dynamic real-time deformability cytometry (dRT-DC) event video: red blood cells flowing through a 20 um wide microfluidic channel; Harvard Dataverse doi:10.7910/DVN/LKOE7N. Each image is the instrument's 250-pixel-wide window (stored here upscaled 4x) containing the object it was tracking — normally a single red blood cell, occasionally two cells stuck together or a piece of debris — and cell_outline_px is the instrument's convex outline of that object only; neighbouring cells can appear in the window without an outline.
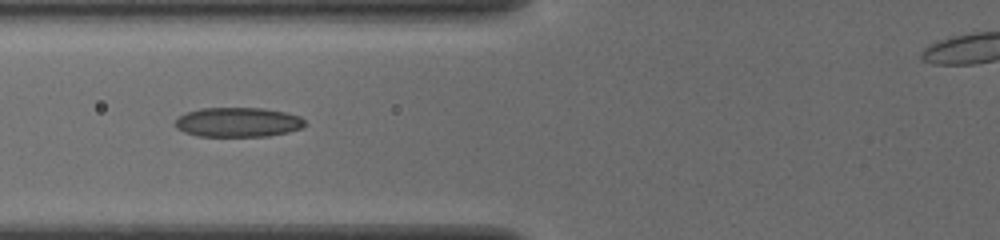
{"species": "common noctule bat (a hibernating species)", "species_latin": "Nyctalus noctula", "temperature_condition": "cold", "stored_images_in_passage": 14, "camera_frame_rate_fps": 3000, "um_per_image_px": 0.085, "animal": {"sex": "female", "body_mass_g": 19.5, "forearm_length_mm": 54.1}, "frame": {"image": 1, "passage_image": 5, "time_ms": 1.333, "image_size_px": [1000, 240], "cell_outline_px": [[304, 128], [288, 132], [268, 136], [200, 136], [184, 132], [176, 128], [176, 120], [180, 116], [188, 112], [200, 108], [264, 108], [284, 112], [300, 116], [304, 120]], "centroid_in_image_um": [20.25, 10.39], "position_along_channel_um": 105.5, "area_um2": 22.25}}
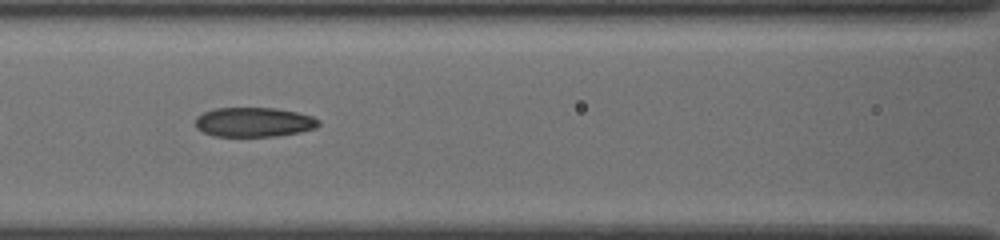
{"frame": {"image": 2, "passage_image": 8, "time_ms": 2.333, "image_size_px": [1000, 240], "cell_outline_px": [[320, 124], [316, 128], [300, 132], [276, 136], [212, 136], [196, 128], [196, 116], [204, 112], [216, 108], [276, 108], [296, 112], [312, 116], [320, 120]], "centroid_in_image_um": [21.59, 10.38], "position_along_channel_um": 145.0, "area_um2": 21.21}}